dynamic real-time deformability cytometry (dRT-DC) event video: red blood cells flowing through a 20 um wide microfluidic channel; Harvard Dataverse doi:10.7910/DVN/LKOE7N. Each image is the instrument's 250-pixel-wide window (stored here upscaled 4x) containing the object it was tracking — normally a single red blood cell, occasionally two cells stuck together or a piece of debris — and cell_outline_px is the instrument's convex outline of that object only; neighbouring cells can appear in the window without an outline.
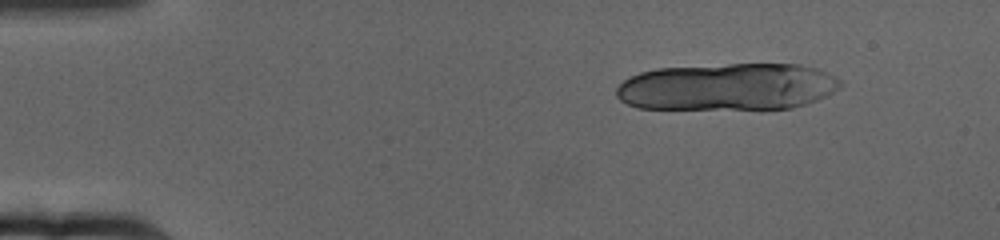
{"species": "human", "species_latin": "Homo sapiens", "temperature_condition": "cold", "stored_images_in_passage": 22, "camera_frame_rate_fps": 3000, "um_per_image_px": 0.085, "donor": {"sex": "female"}, "frame": {"image": 1, "passage_image": 8, "time_ms": 2.333, "image_size_px": [1000, 240], "cell_outline_px": [[844, 84], [840, 88], [828, 96], [792, 108], [636, 108], [620, 100], [616, 96], [616, 88], [628, 76], [640, 72], [656, 68], [728, 64], [800, 64], [816, 68], [840, 80]], "centroid_in_image_um": [61.83, 7.37], "position_along_channel_um": 23.2, "area_um2": 61.5}}